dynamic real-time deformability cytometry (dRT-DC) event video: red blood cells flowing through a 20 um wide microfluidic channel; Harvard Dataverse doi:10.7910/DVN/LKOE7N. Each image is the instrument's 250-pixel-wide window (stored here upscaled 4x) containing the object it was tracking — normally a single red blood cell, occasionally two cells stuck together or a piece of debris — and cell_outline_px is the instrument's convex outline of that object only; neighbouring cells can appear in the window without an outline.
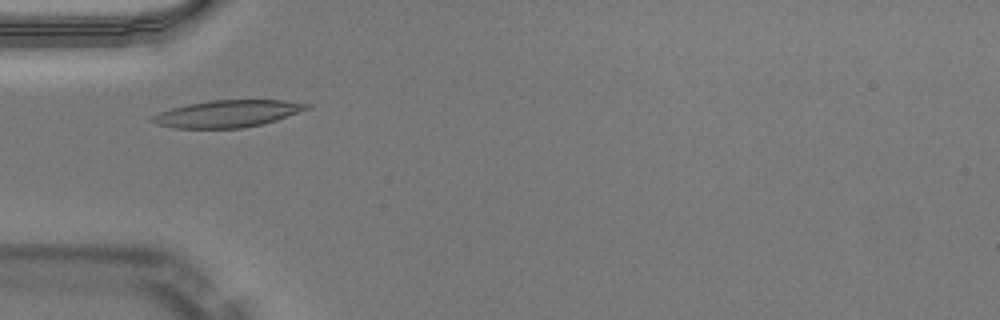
{"species": "Egyptian fruit bat (a non-hibernating species)", "species_latin": "Rousettus aegyptiacus", "temperature_condition": "warm", "stored_images_in_passage": 41, "camera_frame_rate_fps": 3000, "um_per_image_px": 0.085, "animal": {"sex": "male"}, "frame": {"image": 1, "passage_image": 7, "time_ms": 2.0, "image_size_px": [1000, 320], "cell_outline_px": [[312, 108], [264, 124], [240, 128], [176, 128], [156, 124], [148, 120], [152, 116], [160, 112], [172, 108], [188, 104], [212, 100], [284, 100], [312, 104]], "centroid_in_image_um": [19.37, 9.66], "position_along_channel_um": 65.6, "area_um2": 24.39}, "authors_computed_cell_mechanics": {"area_um2": 23.6402, "velocity_mm_per_s": 4.0008, "shape_relaxation_time_tau1_ms": 3.128, "shape_relaxation_time_tau2_ms": 1.6229, "deformation_change_tau1": 0.1387, "deformation_change_tau2": 0.0642}}